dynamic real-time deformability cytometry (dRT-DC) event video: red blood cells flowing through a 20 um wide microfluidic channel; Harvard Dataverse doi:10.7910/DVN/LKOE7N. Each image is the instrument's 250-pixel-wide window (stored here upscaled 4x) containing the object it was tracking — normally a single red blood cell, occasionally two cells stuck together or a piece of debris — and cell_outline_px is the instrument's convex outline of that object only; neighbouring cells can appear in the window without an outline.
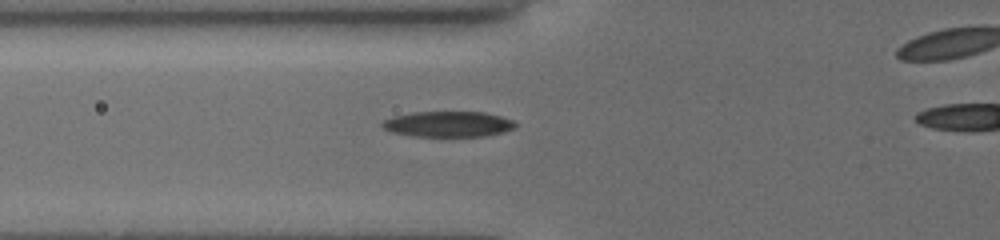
{"species": "common noctule bat (a hibernating species)", "species_latin": "Nyctalus noctula", "temperature_condition": "cold", "stored_images_in_passage": 4, "camera_frame_rate_fps": 3000, "um_per_image_px": 0.085, "animal": {"sex": "female", "body_mass_g": 19.5, "forearm_length_mm": 54.1}, "frame": {"image": 1, "passage_image": 2, "time_ms": 0.333, "image_size_px": [1000, 240], "cell_outline_px": [[516, 128], [504, 132], [484, 136], [412, 136], [392, 132], [384, 128], [380, 124], [384, 120], [392, 116], [412, 112], [484, 112], [500, 116], [512, 120], [516, 124]], "centroid_in_image_um": [38.09, 10.55], "position_along_channel_um": 87.7, "area_um2": 19.88}}